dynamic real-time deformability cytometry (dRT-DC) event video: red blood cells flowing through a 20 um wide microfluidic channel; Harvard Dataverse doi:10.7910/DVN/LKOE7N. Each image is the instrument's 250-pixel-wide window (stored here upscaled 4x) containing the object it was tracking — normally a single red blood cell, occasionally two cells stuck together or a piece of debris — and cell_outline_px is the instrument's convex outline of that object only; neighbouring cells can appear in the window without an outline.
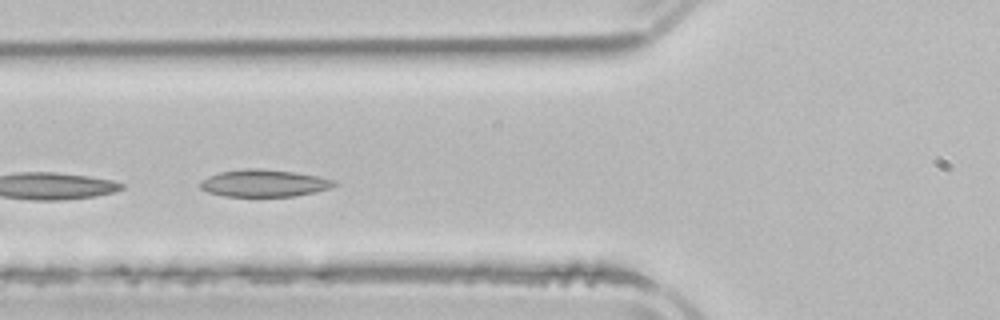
{"species": "common noctule bat (a hibernating species)", "species_latin": "Nyctalus noctula", "temperature_condition": "room temperature", "stored_images_in_passage": 3, "camera_frame_rate_fps": 3000, "um_per_image_px": 0.085, "animal": {"sex": "male", "body_mass_g": 21.5, "forearm_length_mm": 52.0}, "frame": {"image": 1, "passage_image": 3, "time_ms": 2.667, "image_size_px": [1000, 320], "cell_outline_px": [[340, 184], [316, 192], [296, 196], [224, 196], [208, 192], [200, 188], [200, 180], [208, 176], [220, 172], [244, 168], [260, 168], [292, 172], [320, 176], [336, 180]], "centroid_in_image_um": [22.46, 15.56], "position_along_channel_um": 103.3, "area_um2": 21.39}}